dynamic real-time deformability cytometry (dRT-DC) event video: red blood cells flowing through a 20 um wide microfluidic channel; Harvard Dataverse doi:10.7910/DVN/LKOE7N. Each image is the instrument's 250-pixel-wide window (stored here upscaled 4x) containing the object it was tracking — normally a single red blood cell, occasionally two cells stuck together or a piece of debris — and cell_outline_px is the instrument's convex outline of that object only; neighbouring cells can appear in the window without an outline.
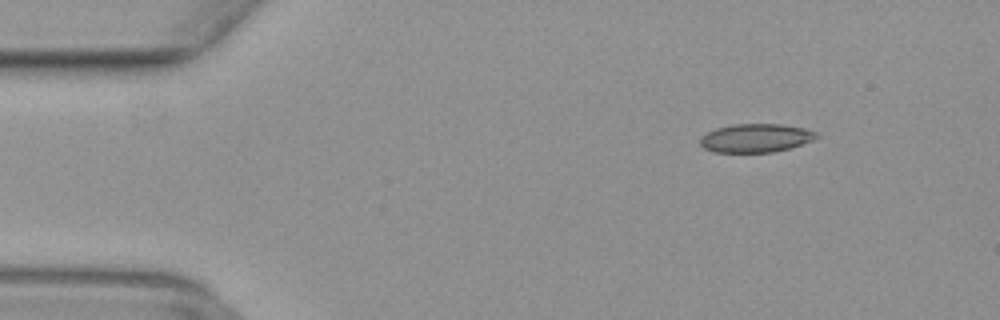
{"species": "common noctule bat (a hibernating species)", "species_latin": "Nyctalus noctula", "temperature_condition": "warm", "stored_images_in_passage": 45, "segment_of_instrument_passage": [1, 2], "camera_frame_rate_fps": 3000, "um_per_image_px": 0.085, "animal": {"sex": "female", "body_mass_g": 29.2, "forearm_length_mm": 56.3}, "frame": {"image": 1, "passage_image": 1, "time_ms": 0.0, "image_size_px": [1000, 320], "cell_outline_px": [[820, 136], [812, 140], [788, 148], [772, 152], [712, 152], [704, 148], [700, 144], [700, 136], [716, 128], [732, 124], [780, 124], [804, 128], [816, 132]], "centroid_in_image_um": [64.2, 11.73], "position_along_channel_um": 20.8, "area_um2": 19.25}}
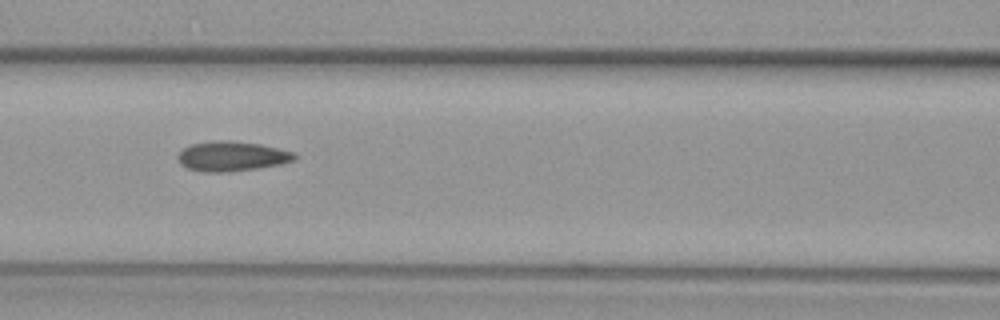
{"frame": {"image": 2, "passage_image": 16, "time_ms": 5.0, "image_size_px": [1000, 320], "cell_outline_px": [[296, 160], [280, 164], [256, 168], [228, 172], [204, 172], [188, 168], [180, 164], [176, 156], [184, 148], [192, 144], [212, 140], [228, 140], [260, 144], [296, 152]], "centroid_in_image_um": [19.71, 13.27], "position_along_channel_um": 146.9, "area_um2": 20.35}}
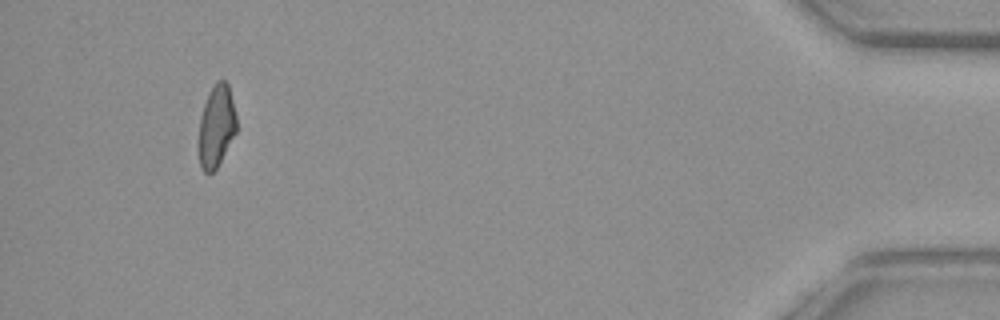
{"frame": {"image": 3, "passage_image": 41, "time_ms": 13.333, "image_size_px": [1000, 320], "cell_outline_px": [[236, 132], [216, 168], [208, 176], [200, 168], [200, 116], [204, 104], [216, 80], [224, 80], [228, 84], [236, 116]], "centroid_in_image_um": [18.4, 10.73], "position_along_channel_um": 416.8, "area_um2": 17.63}}